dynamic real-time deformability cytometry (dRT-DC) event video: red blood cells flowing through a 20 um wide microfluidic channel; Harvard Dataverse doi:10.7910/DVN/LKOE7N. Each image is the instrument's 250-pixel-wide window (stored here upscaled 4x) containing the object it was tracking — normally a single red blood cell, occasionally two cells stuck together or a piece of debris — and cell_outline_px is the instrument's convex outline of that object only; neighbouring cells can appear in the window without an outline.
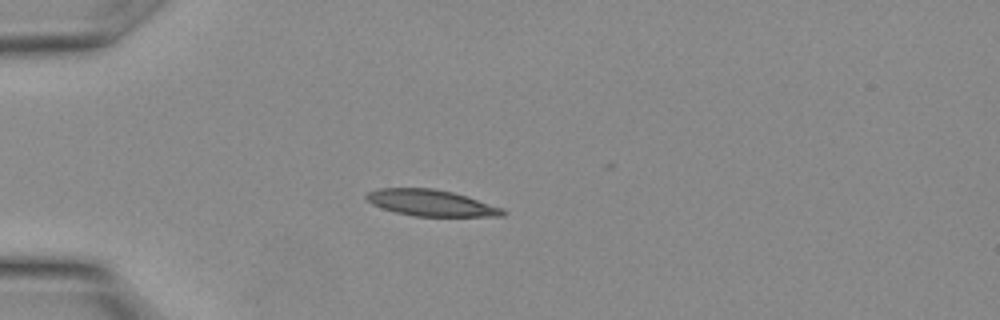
{"species": "Egyptian fruit bat (a non-hibernating species)", "species_latin": "Rousettus aegyptiacus", "temperature_condition": "warm", "stored_images_in_passage": 13, "camera_frame_rate_fps": 3000, "um_per_image_px": 0.085, "animal": {"sex": "female"}, "frame": {"image": 1, "passage_image": 8, "time_ms": 2.333, "image_size_px": [1000, 320], "cell_outline_px": [[504, 216], [412, 216], [396, 212], [372, 204], [364, 196], [368, 192], [380, 188], [432, 188], [452, 192], [504, 208]], "centroid_in_image_um": [36.63, 17.24], "position_along_channel_um": 48.4, "area_um2": 20.63}}
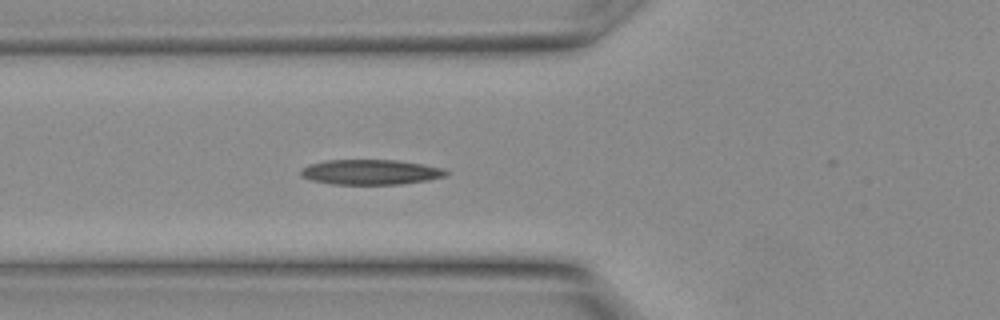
{"frame": {"image": 2, "passage_image": 11, "time_ms": 3.333, "image_size_px": [1000, 320], "cell_outline_px": [[448, 176], [428, 180], [400, 184], [332, 184], [312, 180], [300, 176], [300, 168], [308, 164], [328, 160], [396, 160], [420, 164], [440, 168], [448, 172]], "centroid_in_image_um": [31.45, 14.63], "position_along_channel_um": 94.3, "area_um2": 21.15}}
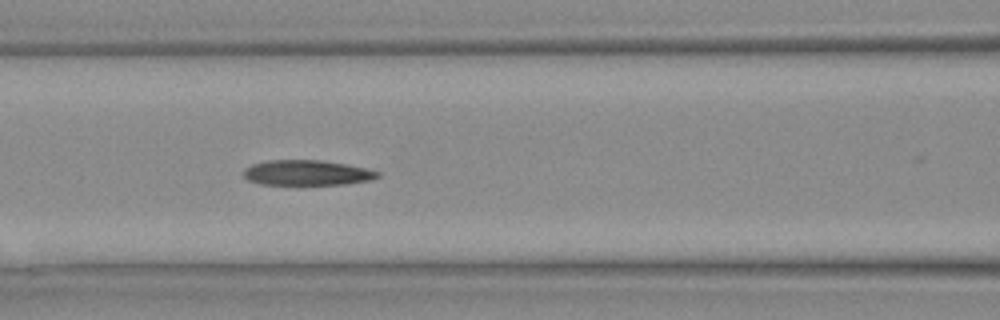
{"frame": {"image": 3, "passage_image": 13, "time_ms": 4.0, "image_size_px": [1000, 320], "cell_outline_px": [[380, 176], [368, 180], [344, 184], [260, 184], [248, 180], [244, 176], [244, 168], [252, 164], [268, 160], [320, 160], [348, 164], [380, 172]], "centroid_in_image_um": [26.07, 14.67], "position_along_channel_um": 140.5, "area_um2": 19.54}}